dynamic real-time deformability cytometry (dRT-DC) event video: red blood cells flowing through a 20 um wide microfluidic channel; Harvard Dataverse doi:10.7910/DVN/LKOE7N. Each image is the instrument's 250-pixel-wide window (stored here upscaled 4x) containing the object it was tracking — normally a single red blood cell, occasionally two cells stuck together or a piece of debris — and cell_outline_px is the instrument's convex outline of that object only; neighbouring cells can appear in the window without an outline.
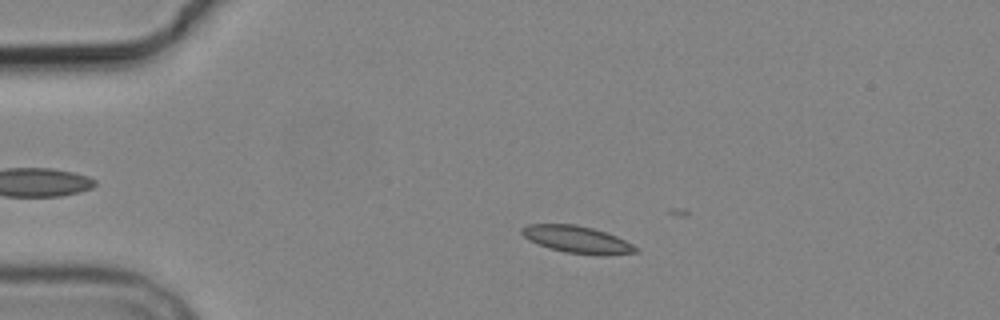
{"species": "common noctule bat (a hibernating species)", "species_latin": "Nyctalus noctula", "temperature_condition": "cold", "stored_images_in_passage": 4, "camera_frame_rate_fps": 3000, "um_per_image_px": 0.085, "animal": {"sex": "male", "body_mass_g": 19.2, "forearm_length_mm": 51.8}, "frame": {"image": 1, "passage_image": 3, "time_ms": 2.333, "image_size_px": [1000, 320], "cell_outline_px": [[640, 252], [564, 252], [548, 248], [528, 240], [520, 232], [520, 228], [528, 224], [576, 224], [592, 228], [616, 236], [640, 248]], "centroid_in_image_um": [48.92, 20.29], "position_along_channel_um": 36.1, "area_um2": 17.11}}